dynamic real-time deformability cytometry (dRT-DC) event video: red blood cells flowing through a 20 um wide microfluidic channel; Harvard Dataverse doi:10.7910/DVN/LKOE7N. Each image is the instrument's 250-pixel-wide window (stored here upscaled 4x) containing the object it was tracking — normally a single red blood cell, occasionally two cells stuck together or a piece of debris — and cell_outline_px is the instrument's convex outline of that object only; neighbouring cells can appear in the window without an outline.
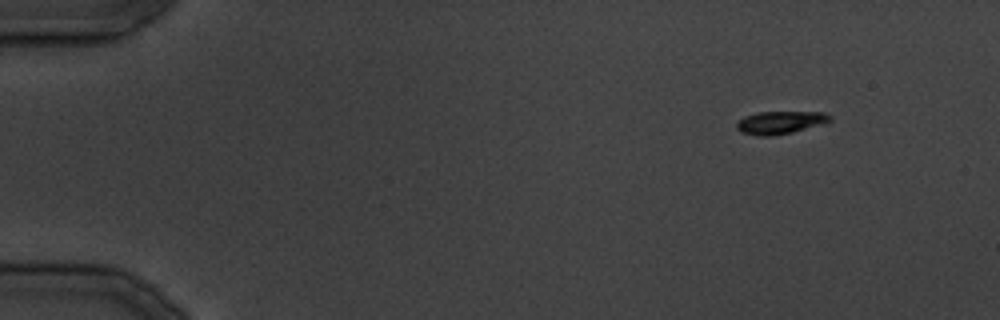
{"species": "common noctule bat (a hibernating species)", "species_latin": "Nyctalus noctula", "temperature_condition": "cold", "stored_images_in_passage": 15, "camera_frame_rate_fps": 3000, "um_per_image_px": 0.085, "animal": {"sex": "male", "body_mass_g": 19.5, "forearm_length_mm": 54.6}, "frame": {"image": 1, "passage_image": 1, "time_ms": 0.0, "image_size_px": [1000, 320], "cell_outline_px": [[832, 120], [792, 132], [772, 136], [760, 136], [740, 132], [736, 128], [736, 124], [744, 116], [756, 112], [824, 112], [832, 116]], "centroid_in_image_um": [66.28, 10.4], "position_along_channel_um": 18.7, "area_um2": 12.25}}
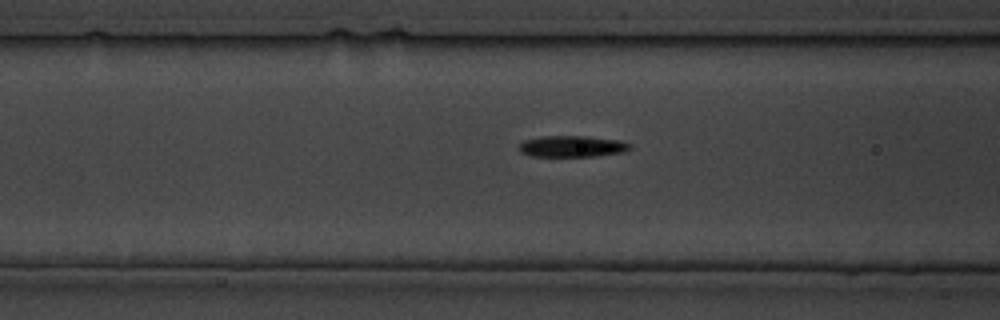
{"frame": {"image": 2, "passage_image": 12, "time_ms": 13.0, "image_size_px": [1000, 320], "cell_outline_px": [[632, 148], [624, 152], [596, 156], [532, 156], [520, 152], [516, 148], [524, 140], [540, 136], [584, 136], [620, 140], [632, 144]], "centroid_in_image_um": [48.63, 12.44], "position_along_channel_um": 118.0, "area_um2": 13.93}}
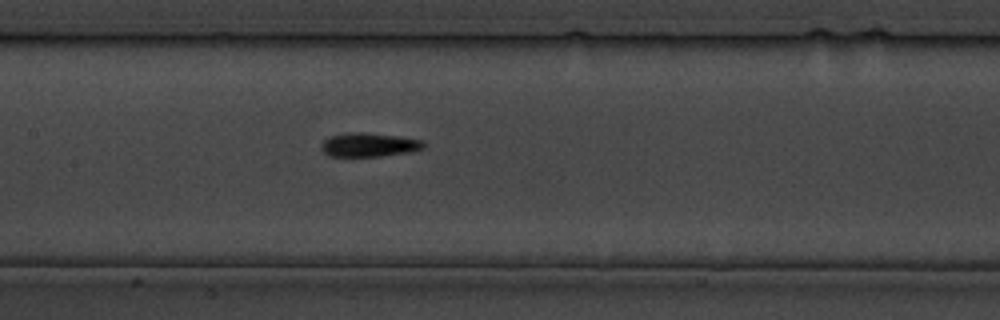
{"frame": {"image": 3, "passage_image": 15, "time_ms": 16.667, "image_size_px": [1000, 320], "cell_outline_px": [[428, 144], [424, 148], [412, 152], [380, 156], [328, 156], [320, 148], [320, 144], [324, 140], [332, 136], [348, 132], [364, 132], [396, 136], [424, 140]], "centroid_in_image_um": [31.4, 12.31], "position_along_channel_um": 176.0, "area_um2": 14.39}}